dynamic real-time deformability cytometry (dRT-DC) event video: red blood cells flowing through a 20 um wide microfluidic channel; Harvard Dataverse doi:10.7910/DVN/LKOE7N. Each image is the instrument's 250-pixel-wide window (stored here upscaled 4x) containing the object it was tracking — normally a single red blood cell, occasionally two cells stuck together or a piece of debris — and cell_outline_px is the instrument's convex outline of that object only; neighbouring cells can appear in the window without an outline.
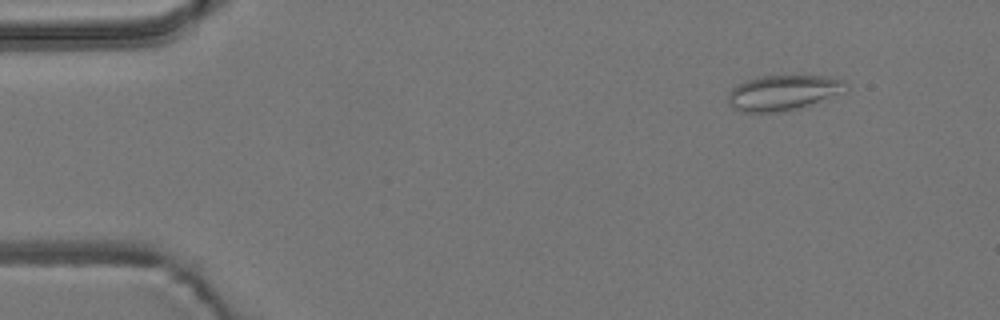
{"species": "common noctule bat (a hibernating species)", "species_latin": "Nyctalus noctula", "temperature_condition": "room temperature", "stored_images_in_passage": 5, "camera_frame_rate_fps": 3000, "um_per_image_px": 0.085, "animal": {"sex": "male", "body_mass_g": 19.2, "forearm_length_mm": 51.8}, "frame": {"image": 1, "passage_image": 2, "time_ms": 0.333, "image_size_px": [1000, 320], "cell_outline_px": [[848, 92], [784, 112], [740, 112], [732, 108], [728, 104], [728, 92], [736, 84], [756, 76], [832, 76], [844, 80], [848, 84]], "centroid_in_image_um": [66.58, 7.87], "position_along_channel_um": 18.4, "area_um2": 24.68}}